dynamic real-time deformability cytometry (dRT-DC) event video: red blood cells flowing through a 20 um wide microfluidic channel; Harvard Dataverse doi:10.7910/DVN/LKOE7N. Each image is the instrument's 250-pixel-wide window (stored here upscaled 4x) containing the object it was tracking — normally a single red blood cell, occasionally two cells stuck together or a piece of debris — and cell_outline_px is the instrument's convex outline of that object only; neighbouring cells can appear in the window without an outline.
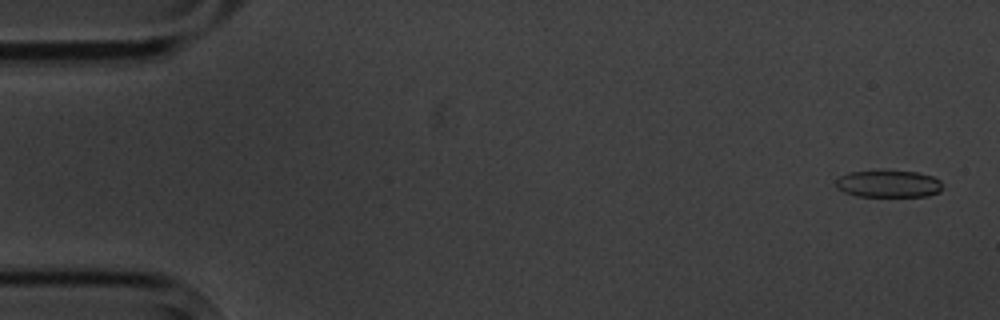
{"species": "common noctule bat (a hibernating species)", "species_latin": "Nyctalus noctula", "temperature_condition": "cold", "stored_images_in_passage": 5, "camera_frame_rate_fps": 3000, "um_per_image_px": 0.085, "animal": {"sex": "male", "body_mass_g": 20.1, "forearm_length_mm": 53.5}, "frame": {"image": 1, "passage_image": 1, "time_ms": 0.0, "image_size_px": [1000, 320], "cell_outline_px": [[944, 188], [940, 192], [928, 196], [856, 196], [844, 192], [836, 188], [836, 180], [840, 176], [852, 172], [916, 172], [932, 176], [940, 180]], "centroid_in_image_um": [75.56, 15.65], "position_along_channel_um": 9.4, "area_um2": 16.59}}
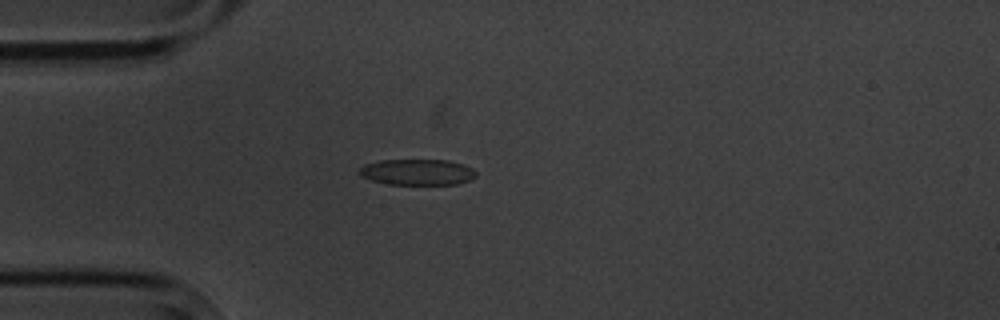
{"frame": {"image": 2, "passage_image": 5, "time_ms": 4.333, "image_size_px": [1000, 320], "cell_outline_px": [[476, 176], [472, 180], [456, 184], [388, 184], [372, 180], [360, 176], [356, 172], [364, 164], [380, 160], [448, 160], [464, 164], [472, 168], [476, 172]], "centroid_in_image_um": [35.47, 14.62], "position_along_channel_um": 49.5, "area_um2": 17.8}}